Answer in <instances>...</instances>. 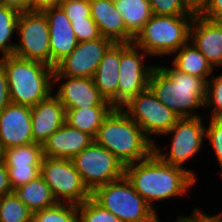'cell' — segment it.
<instances>
[{
	"mask_svg": "<svg viewBox=\"0 0 222 222\" xmlns=\"http://www.w3.org/2000/svg\"><path fill=\"white\" fill-rule=\"evenodd\" d=\"M134 190L153 208V201L190 191L196 181L193 171L162 161L154 152L147 158L125 166Z\"/></svg>",
	"mask_w": 222,
	"mask_h": 222,
	"instance_id": "6da1fadb",
	"label": "cell"
},
{
	"mask_svg": "<svg viewBox=\"0 0 222 222\" xmlns=\"http://www.w3.org/2000/svg\"><path fill=\"white\" fill-rule=\"evenodd\" d=\"M148 87L163 105L180 118L199 117L192 109L205 107L207 82L174 66H155Z\"/></svg>",
	"mask_w": 222,
	"mask_h": 222,
	"instance_id": "7a4b0ae2",
	"label": "cell"
},
{
	"mask_svg": "<svg viewBox=\"0 0 222 222\" xmlns=\"http://www.w3.org/2000/svg\"><path fill=\"white\" fill-rule=\"evenodd\" d=\"M94 141L125 166L142 161L154 152V141L121 107H114L104 118Z\"/></svg>",
	"mask_w": 222,
	"mask_h": 222,
	"instance_id": "3957f363",
	"label": "cell"
},
{
	"mask_svg": "<svg viewBox=\"0 0 222 222\" xmlns=\"http://www.w3.org/2000/svg\"><path fill=\"white\" fill-rule=\"evenodd\" d=\"M0 65L7 76L11 103L33 107L53 94L51 66L14 55L0 57Z\"/></svg>",
	"mask_w": 222,
	"mask_h": 222,
	"instance_id": "277c9868",
	"label": "cell"
},
{
	"mask_svg": "<svg viewBox=\"0 0 222 222\" xmlns=\"http://www.w3.org/2000/svg\"><path fill=\"white\" fill-rule=\"evenodd\" d=\"M194 16L152 15L133 44L150 55L173 54L190 42L191 23Z\"/></svg>",
	"mask_w": 222,
	"mask_h": 222,
	"instance_id": "5b68a950",
	"label": "cell"
},
{
	"mask_svg": "<svg viewBox=\"0 0 222 222\" xmlns=\"http://www.w3.org/2000/svg\"><path fill=\"white\" fill-rule=\"evenodd\" d=\"M91 198L122 222H159L156 210L134 190L125 175L96 188Z\"/></svg>",
	"mask_w": 222,
	"mask_h": 222,
	"instance_id": "8992f818",
	"label": "cell"
},
{
	"mask_svg": "<svg viewBox=\"0 0 222 222\" xmlns=\"http://www.w3.org/2000/svg\"><path fill=\"white\" fill-rule=\"evenodd\" d=\"M71 160L91 193L98 187L122 178L125 174V165L95 141Z\"/></svg>",
	"mask_w": 222,
	"mask_h": 222,
	"instance_id": "52a82bcc",
	"label": "cell"
},
{
	"mask_svg": "<svg viewBox=\"0 0 222 222\" xmlns=\"http://www.w3.org/2000/svg\"><path fill=\"white\" fill-rule=\"evenodd\" d=\"M40 175L57 202L80 204L91 197L70 159L43 157ZM64 200V201H63Z\"/></svg>",
	"mask_w": 222,
	"mask_h": 222,
	"instance_id": "ba28073f",
	"label": "cell"
},
{
	"mask_svg": "<svg viewBox=\"0 0 222 222\" xmlns=\"http://www.w3.org/2000/svg\"><path fill=\"white\" fill-rule=\"evenodd\" d=\"M14 56L34 60L50 66L49 25L43 11L32 10L19 14Z\"/></svg>",
	"mask_w": 222,
	"mask_h": 222,
	"instance_id": "9c48e42d",
	"label": "cell"
},
{
	"mask_svg": "<svg viewBox=\"0 0 222 222\" xmlns=\"http://www.w3.org/2000/svg\"><path fill=\"white\" fill-rule=\"evenodd\" d=\"M136 122L147 137L167 133L180 118L171 109L163 105L150 90L132 97L121 107Z\"/></svg>",
	"mask_w": 222,
	"mask_h": 222,
	"instance_id": "30bf717a",
	"label": "cell"
},
{
	"mask_svg": "<svg viewBox=\"0 0 222 222\" xmlns=\"http://www.w3.org/2000/svg\"><path fill=\"white\" fill-rule=\"evenodd\" d=\"M147 55L133 43H120L117 107H122L132 97L148 88L149 78L155 66H144L142 61Z\"/></svg>",
	"mask_w": 222,
	"mask_h": 222,
	"instance_id": "8fae6325",
	"label": "cell"
},
{
	"mask_svg": "<svg viewBox=\"0 0 222 222\" xmlns=\"http://www.w3.org/2000/svg\"><path fill=\"white\" fill-rule=\"evenodd\" d=\"M205 126L202 117L179 118L176 124L165 134H172L171 149L162 153L154 143V153L164 162L183 168L182 164L192 158L201 149L205 137Z\"/></svg>",
	"mask_w": 222,
	"mask_h": 222,
	"instance_id": "7c38bea8",
	"label": "cell"
},
{
	"mask_svg": "<svg viewBox=\"0 0 222 222\" xmlns=\"http://www.w3.org/2000/svg\"><path fill=\"white\" fill-rule=\"evenodd\" d=\"M114 42L106 37L78 42L54 67L53 76L93 78L104 53Z\"/></svg>",
	"mask_w": 222,
	"mask_h": 222,
	"instance_id": "4fadbf2b",
	"label": "cell"
},
{
	"mask_svg": "<svg viewBox=\"0 0 222 222\" xmlns=\"http://www.w3.org/2000/svg\"><path fill=\"white\" fill-rule=\"evenodd\" d=\"M67 79L54 96L66 109L88 108L94 106H113L101 95L93 78L53 76V83Z\"/></svg>",
	"mask_w": 222,
	"mask_h": 222,
	"instance_id": "5bb4252c",
	"label": "cell"
},
{
	"mask_svg": "<svg viewBox=\"0 0 222 222\" xmlns=\"http://www.w3.org/2000/svg\"><path fill=\"white\" fill-rule=\"evenodd\" d=\"M0 142L4 149L33 143L31 107L10 102L0 112Z\"/></svg>",
	"mask_w": 222,
	"mask_h": 222,
	"instance_id": "9a60e30c",
	"label": "cell"
},
{
	"mask_svg": "<svg viewBox=\"0 0 222 222\" xmlns=\"http://www.w3.org/2000/svg\"><path fill=\"white\" fill-rule=\"evenodd\" d=\"M42 11L48 19L50 66L54 68L76 48L78 41L70 19L59 5L47 7Z\"/></svg>",
	"mask_w": 222,
	"mask_h": 222,
	"instance_id": "2e32d148",
	"label": "cell"
},
{
	"mask_svg": "<svg viewBox=\"0 0 222 222\" xmlns=\"http://www.w3.org/2000/svg\"><path fill=\"white\" fill-rule=\"evenodd\" d=\"M190 41L215 68L222 65V26L196 13L190 30Z\"/></svg>",
	"mask_w": 222,
	"mask_h": 222,
	"instance_id": "e0dca14e",
	"label": "cell"
},
{
	"mask_svg": "<svg viewBox=\"0 0 222 222\" xmlns=\"http://www.w3.org/2000/svg\"><path fill=\"white\" fill-rule=\"evenodd\" d=\"M64 105L54 96L31 107V129L33 142L43 144L65 123Z\"/></svg>",
	"mask_w": 222,
	"mask_h": 222,
	"instance_id": "ac0fdd59",
	"label": "cell"
},
{
	"mask_svg": "<svg viewBox=\"0 0 222 222\" xmlns=\"http://www.w3.org/2000/svg\"><path fill=\"white\" fill-rule=\"evenodd\" d=\"M93 141L94 138L91 135L73 128L65 122L42 144L43 155L71 160Z\"/></svg>",
	"mask_w": 222,
	"mask_h": 222,
	"instance_id": "d6986e66",
	"label": "cell"
},
{
	"mask_svg": "<svg viewBox=\"0 0 222 222\" xmlns=\"http://www.w3.org/2000/svg\"><path fill=\"white\" fill-rule=\"evenodd\" d=\"M90 15L102 37L114 43H133L134 37L127 31L113 0H90Z\"/></svg>",
	"mask_w": 222,
	"mask_h": 222,
	"instance_id": "ffe728a7",
	"label": "cell"
},
{
	"mask_svg": "<svg viewBox=\"0 0 222 222\" xmlns=\"http://www.w3.org/2000/svg\"><path fill=\"white\" fill-rule=\"evenodd\" d=\"M120 43H113L104 53L93 76V81L101 95L117 107L119 83Z\"/></svg>",
	"mask_w": 222,
	"mask_h": 222,
	"instance_id": "44dd1931",
	"label": "cell"
},
{
	"mask_svg": "<svg viewBox=\"0 0 222 222\" xmlns=\"http://www.w3.org/2000/svg\"><path fill=\"white\" fill-rule=\"evenodd\" d=\"M114 106L66 109L65 122L71 127L96 137L104 118Z\"/></svg>",
	"mask_w": 222,
	"mask_h": 222,
	"instance_id": "7402d4cb",
	"label": "cell"
},
{
	"mask_svg": "<svg viewBox=\"0 0 222 222\" xmlns=\"http://www.w3.org/2000/svg\"><path fill=\"white\" fill-rule=\"evenodd\" d=\"M179 50V51H178ZM173 60V66L183 72L208 81V76L213 72V66L205 56L192 43L181 46Z\"/></svg>",
	"mask_w": 222,
	"mask_h": 222,
	"instance_id": "603a6c76",
	"label": "cell"
},
{
	"mask_svg": "<svg viewBox=\"0 0 222 222\" xmlns=\"http://www.w3.org/2000/svg\"><path fill=\"white\" fill-rule=\"evenodd\" d=\"M18 198L34 213L57 203L50 187L40 175L13 190Z\"/></svg>",
	"mask_w": 222,
	"mask_h": 222,
	"instance_id": "cb8c5ba5",
	"label": "cell"
},
{
	"mask_svg": "<svg viewBox=\"0 0 222 222\" xmlns=\"http://www.w3.org/2000/svg\"><path fill=\"white\" fill-rule=\"evenodd\" d=\"M117 11L122 15L127 31L135 38L152 11L148 0H113Z\"/></svg>",
	"mask_w": 222,
	"mask_h": 222,
	"instance_id": "d4e9b609",
	"label": "cell"
},
{
	"mask_svg": "<svg viewBox=\"0 0 222 222\" xmlns=\"http://www.w3.org/2000/svg\"><path fill=\"white\" fill-rule=\"evenodd\" d=\"M43 157L42 144L33 142L5 149L4 164L6 167H41Z\"/></svg>",
	"mask_w": 222,
	"mask_h": 222,
	"instance_id": "484cf974",
	"label": "cell"
},
{
	"mask_svg": "<svg viewBox=\"0 0 222 222\" xmlns=\"http://www.w3.org/2000/svg\"><path fill=\"white\" fill-rule=\"evenodd\" d=\"M32 215L14 191L0 198V222H32Z\"/></svg>",
	"mask_w": 222,
	"mask_h": 222,
	"instance_id": "4316f807",
	"label": "cell"
},
{
	"mask_svg": "<svg viewBox=\"0 0 222 222\" xmlns=\"http://www.w3.org/2000/svg\"><path fill=\"white\" fill-rule=\"evenodd\" d=\"M19 12L0 5V51L2 57L14 54L15 44H10L14 31L17 30Z\"/></svg>",
	"mask_w": 222,
	"mask_h": 222,
	"instance_id": "83f0119b",
	"label": "cell"
},
{
	"mask_svg": "<svg viewBox=\"0 0 222 222\" xmlns=\"http://www.w3.org/2000/svg\"><path fill=\"white\" fill-rule=\"evenodd\" d=\"M32 222H78L77 204L57 202L33 213Z\"/></svg>",
	"mask_w": 222,
	"mask_h": 222,
	"instance_id": "f1b7e54d",
	"label": "cell"
},
{
	"mask_svg": "<svg viewBox=\"0 0 222 222\" xmlns=\"http://www.w3.org/2000/svg\"><path fill=\"white\" fill-rule=\"evenodd\" d=\"M78 222H122L91 197L77 205Z\"/></svg>",
	"mask_w": 222,
	"mask_h": 222,
	"instance_id": "f546056e",
	"label": "cell"
},
{
	"mask_svg": "<svg viewBox=\"0 0 222 222\" xmlns=\"http://www.w3.org/2000/svg\"><path fill=\"white\" fill-rule=\"evenodd\" d=\"M153 15L195 16L186 0H148Z\"/></svg>",
	"mask_w": 222,
	"mask_h": 222,
	"instance_id": "4dcf8cb0",
	"label": "cell"
},
{
	"mask_svg": "<svg viewBox=\"0 0 222 222\" xmlns=\"http://www.w3.org/2000/svg\"><path fill=\"white\" fill-rule=\"evenodd\" d=\"M212 105L211 118H222V75L207 81L205 107Z\"/></svg>",
	"mask_w": 222,
	"mask_h": 222,
	"instance_id": "1f68e13d",
	"label": "cell"
},
{
	"mask_svg": "<svg viewBox=\"0 0 222 222\" xmlns=\"http://www.w3.org/2000/svg\"><path fill=\"white\" fill-rule=\"evenodd\" d=\"M59 6L63 9L70 21L91 18L90 0H62Z\"/></svg>",
	"mask_w": 222,
	"mask_h": 222,
	"instance_id": "d6a6232c",
	"label": "cell"
},
{
	"mask_svg": "<svg viewBox=\"0 0 222 222\" xmlns=\"http://www.w3.org/2000/svg\"><path fill=\"white\" fill-rule=\"evenodd\" d=\"M11 188L27 184L40 176L41 167H7Z\"/></svg>",
	"mask_w": 222,
	"mask_h": 222,
	"instance_id": "836d02e7",
	"label": "cell"
},
{
	"mask_svg": "<svg viewBox=\"0 0 222 222\" xmlns=\"http://www.w3.org/2000/svg\"><path fill=\"white\" fill-rule=\"evenodd\" d=\"M71 26L78 42H85L101 37L98 26L92 18H85V20L80 21H71Z\"/></svg>",
	"mask_w": 222,
	"mask_h": 222,
	"instance_id": "e575fe53",
	"label": "cell"
},
{
	"mask_svg": "<svg viewBox=\"0 0 222 222\" xmlns=\"http://www.w3.org/2000/svg\"><path fill=\"white\" fill-rule=\"evenodd\" d=\"M205 137L209 139L220 167L222 166V118H211L205 129Z\"/></svg>",
	"mask_w": 222,
	"mask_h": 222,
	"instance_id": "d590c367",
	"label": "cell"
},
{
	"mask_svg": "<svg viewBox=\"0 0 222 222\" xmlns=\"http://www.w3.org/2000/svg\"><path fill=\"white\" fill-rule=\"evenodd\" d=\"M198 14L208 20H218L222 17V0H210Z\"/></svg>",
	"mask_w": 222,
	"mask_h": 222,
	"instance_id": "8d00e7d4",
	"label": "cell"
},
{
	"mask_svg": "<svg viewBox=\"0 0 222 222\" xmlns=\"http://www.w3.org/2000/svg\"><path fill=\"white\" fill-rule=\"evenodd\" d=\"M10 103V93L6 73L0 65V112Z\"/></svg>",
	"mask_w": 222,
	"mask_h": 222,
	"instance_id": "74e56055",
	"label": "cell"
},
{
	"mask_svg": "<svg viewBox=\"0 0 222 222\" xmlns=\"http://www.w3.org/2000/svg\"><path fill=\"white\" fill-rule=\"evenodd\" d=\"M178 220L180 222H219L218 214L209 216L196 208L194 209L193 214L190 217L179 216Z\"/></svg>",
	"mask_w": 222,
	"mask_h": 222,
	"instance_id": "f35d334b",
	"label": "cell"
},
{
	"mask_svg": "<svg viewBox=\"0 0 222 222\" xmlns=\"http://www.w3.org/2000/svg\"><path fill=\"white\" fill-rule=\"evenodd\" d=\"M0 5L12 8L19 13L31 11V0H0Z\"/></svg>",
	"mask_w": 222,
	"mask_h": 222,
	"instance_id": "ab89813d",
	"label": "cell"
},
{
	"mask_svg": "<svg viewBox=\"0 0 222 222\" xmlns=\"http://www.w3.org/2000/svg\"><path fill=\"white\" fill-rule=\"evenodd\" d=\"M13 192L9 182L8 169L4 162L0 163V198Z\"/></svg>",
	"mask_w": 222,
	"mask_h": 222,
	"instance_id": "60d3db41",
	"label": "cell"
},
{
	"mask_svg": "<svg viewBox=\"0 0 222 222\" xmlns=\"http://www.w3.org/2000/svg\"><path fill=\"white\" fill-rule=\"evenodd\" d=\"M62 0H31V11L40 10L47 7L58 6Z\"/></svg>",
	"mask_w": 222,
	"mask_h": 222,
	"instance_id": "b9f144b4",
	"label": "cell"
},
{
	"mask_svg": "<svg viewBox=\"0 0 222 222\" xmlns=\"http://www.w3.org/2000/svg\"><path fill=\"white\" fill-rule=\"evenodd\" d=\"M210 0H186L187 5L192 11L199 13Z\"/></svg>",
	"mask_w": 222,
	"mask_h": 222,
	"instance_id": "7bdbcfd3",
	"label": "cell"
},
{
	"mask_svg": "<svg viewBox=\"0 0 222 222\" xmlns=\"http://www.w3.org/2000/svg\"><path fill=\"white\" fill-rule=\"evenodd\" d=\"M4 151L5 149L2 146V143L0 142V163L4 162Z\"/></svg>",
	"mask_w": 222,
	"mask_h": 222,
	"instance_id": "ee69618b",
	"label": "cell"
},
{
	"mask_svg": "<svg viewBox=\"0 0 222 222\" xmlns=\"http://www.w3.org/2000/svg\"><path fill=\"white\" fill-rule=\"evenodd\" d=\"M219 222H222V213L218 214Z\"/></svg>",
	"mask_w": 222,
	"mask_h": 222,
	"instance_id": "f6af8a7d",
	"label": "cell"
},
{
	"mask_svg": "<svg viewBox=\"0 0 222 222\" xmlns=\"http://www.w3.org/2000/svg\"><path fill=\"white\" fill-rule=\"evenodd\" d=\"M217 21H218V22L221 24V26H222V17H220Z\"/></svg>",
	"mask_w": 222,
	"mask_h": 222,
	"instance_id": "bcb514c9",
	"label": "cell"
}]
</instances>
